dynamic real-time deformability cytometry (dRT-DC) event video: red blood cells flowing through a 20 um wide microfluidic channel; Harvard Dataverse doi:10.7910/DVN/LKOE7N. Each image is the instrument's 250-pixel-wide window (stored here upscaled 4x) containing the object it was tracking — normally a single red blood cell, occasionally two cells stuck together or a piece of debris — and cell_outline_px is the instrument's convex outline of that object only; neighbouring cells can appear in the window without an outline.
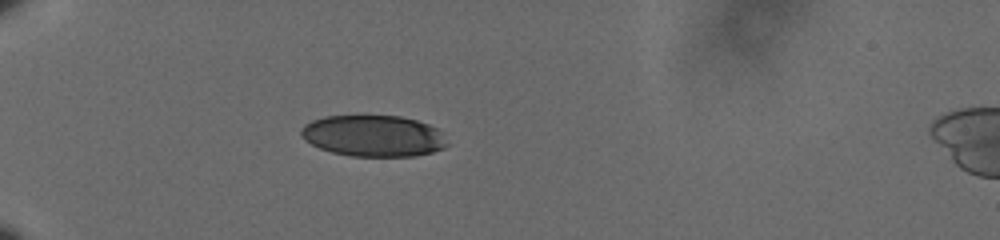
{"species": "human", "species_latin": "Homo sapiens", "temperature_condition": "cold", "stored_images_in_passage": 41, "camera_frame_rate_fps": 3000, "um_per_image_px": 0.085, "donor": {"sex": "male"}, "frame": {"image": 1, "passage_image": 1, "time_ms": 0.0, "image_size_px": [1000, 240], "cell_outline_px": [[448, 144], [444, 148], [432, 152], [416, 156], [352, 156], [332, 152], [320, 148], [312, 144], [300, 132], [300, 128], [304, 124], [312, 120], [324, 116], [400, 116], [416, 120], [428, 124], [436, 128], [440, 132]], "centroid_in_image_um": [31.74, 11.55], "position_along_channel_um": 53.3, "area_um2": 34.97}}
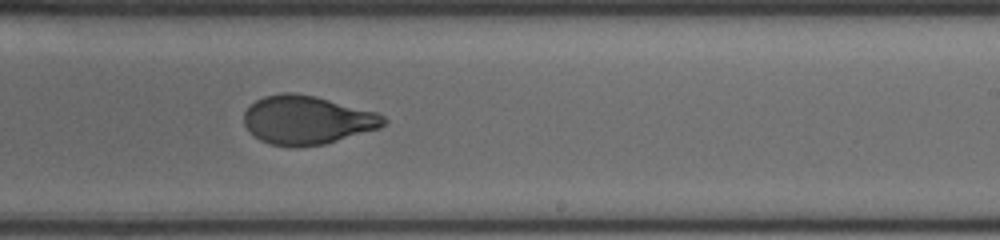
{"frame": {"image": 2, "passage_image": 21, "time_ms": 6.667, "image_size_px": [1000, 240], "cell_outline_px": [[388, 120], [380, 128], [324, 144], [268, 144], [260, 140], [244, 124], [244, 112], [256, 100], [264, 96], [284, 92], [292, 92], [316, 96], [376, 112], [384, 116]], "centroid_in_image_um": [26.12, 10.16], "position_along_channel_um": 262.9, "area_um2": 38.78}}
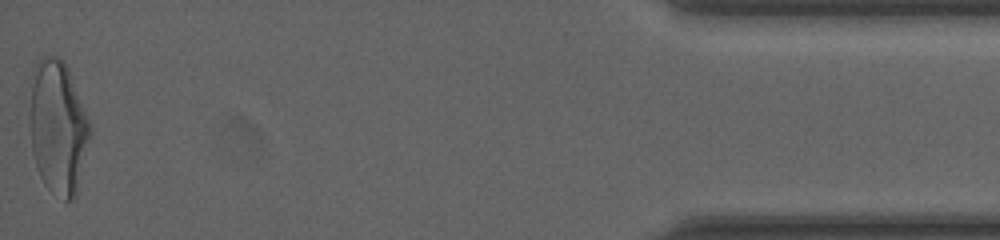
{"frame": {"image": 3, "passage_image": 41, "time_ms": 13.333, "image_size_px": [1000, 240], "cell_outline_px": [[92, 132], [76, 196], [68, 200], [64, 200], [48, 188], [44, 184], [40, 176], [32, 152], [28, 116], [28, 112], [32, 72], [36, 64], [44, 56], [52, 56], [64, 60], [68, 68], [92, 128]], "centroid_in_image_um": [4.91, 10.81], "position_along_channel_um": 430.3, "area_um2": 47.34}, "authors_computed_cell_mechanics": {"area_um2": 39.6508, "velocity_mm_per_s": 3.5944, "shape_relaxation_time_tau1_ms": 3.962, "shape_relaxation_time_tau2_ms": 0.7558, "deformation_change_tau1": 0.1558, "deformation_change_tau2": 0.0535}}